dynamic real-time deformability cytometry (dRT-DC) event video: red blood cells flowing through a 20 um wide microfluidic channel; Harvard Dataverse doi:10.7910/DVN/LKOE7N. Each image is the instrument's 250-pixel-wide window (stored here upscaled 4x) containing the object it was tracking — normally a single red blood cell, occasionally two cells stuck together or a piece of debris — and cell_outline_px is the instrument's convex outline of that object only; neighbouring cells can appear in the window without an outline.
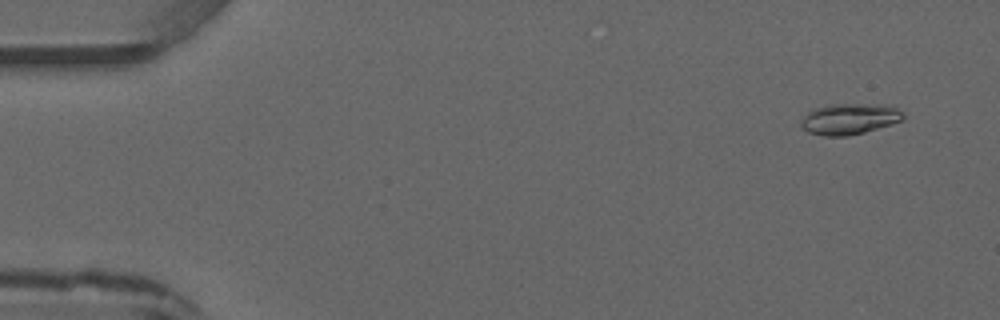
{"species": "common noctule bat (a hibernating species)", "species_latin": "Nyctalus noctula", "temperature_condition": "warm", "stored_images_in_passage": 3, "camera_frame_rate_fps": 3000, "um_per_image_px": 0.085, "animal": {"sex": "male", "forearm_length_mm": 52.5}, "frame": {"image": 1, "passage_image": 1, "time_ms": 0.0, "image_size_px": [1000, 320], "cell_outline_px": [[904, 120], [892, 124], [864, 132], [848, 136], [824, 136], [808, 132], [800, 124], [800, 120], [812, 108], [828, 104], [892, 104], [904, 112]], "centroid_in_image_um": [72.24, 10.09], "position_along_channel_um": 12.8, "area_um2": 18.84}}
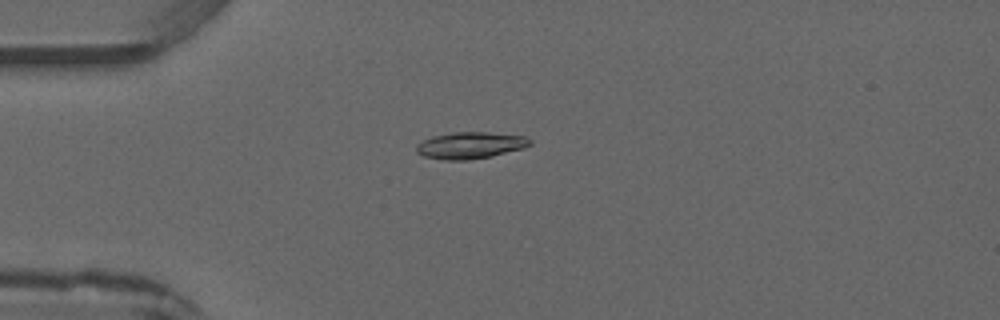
{"frame": {"image": 2, "passage_image": 3, "time_ms": 3.0, "image_size_px": [1000, 320], "cell_outline_px": [[532, 144], [524, 148], [492, 156], [468, 160], [444, 160], [424, 156], [416, 152], [416, 144], [432, 136], [452, 132], [488, 132], [528, 136], [532, 140]], "centroid_in_image_um": [40.01, 12.35], "position_along_channel_um": 45.0, "area_um2": 17.86}}